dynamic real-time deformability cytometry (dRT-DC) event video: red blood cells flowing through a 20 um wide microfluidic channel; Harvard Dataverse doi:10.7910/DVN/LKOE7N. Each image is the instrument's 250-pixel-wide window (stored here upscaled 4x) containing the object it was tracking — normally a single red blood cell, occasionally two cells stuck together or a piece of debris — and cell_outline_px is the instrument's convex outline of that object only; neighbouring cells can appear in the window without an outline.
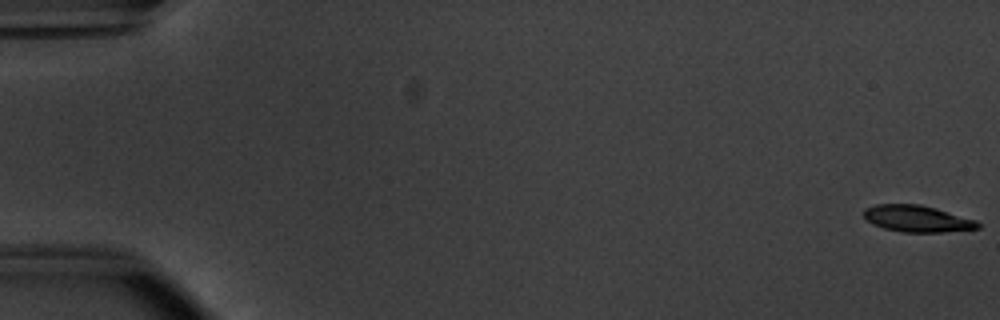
{"species": "common noctule bat (a hibernating species)", "species_latin": "Nyctalus noctula", "temperature_condition": "warm", "stored_images_in_passage": 54, "camera_frame_rate_fps": 3000, "um_per_image_px": 0.085, "animal": {"sex": "male", "body_mass_g": 20.1, "forearm_length_mm": 53.5}, "frame": {"image": 1, "passage_image": 1, "time_ms": 0.0, "image_size_px": [1000, 320], "cell_outline_px": [[980, 228], [944, 232], [904, 232], [884, 228], [872, 224], [864, 216], [864, 208], [876, 204], [920, 204], [936, 208], [976, 220], [980, 224]], "centroid_in_image_um": [77.96, 18.58], "position_along_channel_um": 7.0, "area_um2": 17.63}}
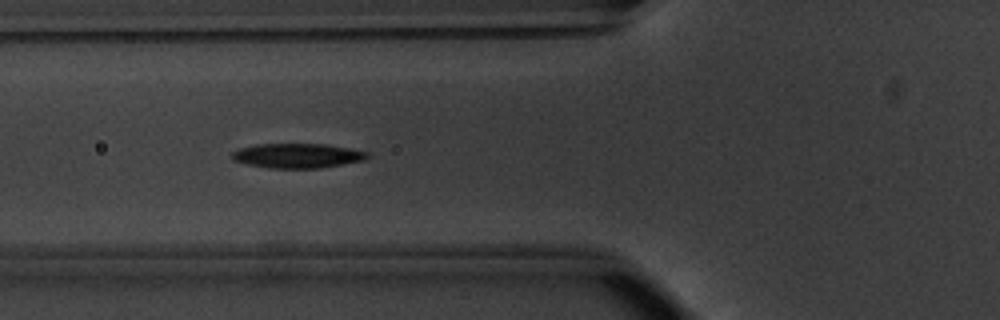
{"frame": {"image": 2, "passage_image": 21, "time_ms": 6.667, "image_size_px": [1000, 320], "cell_outline_px": [[368, 156], [364, 160], [320, 168], [268, 168], [248, 164], [232, 160], [232, 152], [240, 148], [256, 144], [324, 144], [348, 148], [368, 152]], "centroid_in_image_um": [25.25, 13.23], "position_along_channel_um": 100.6, "area_um2": 19.25}}
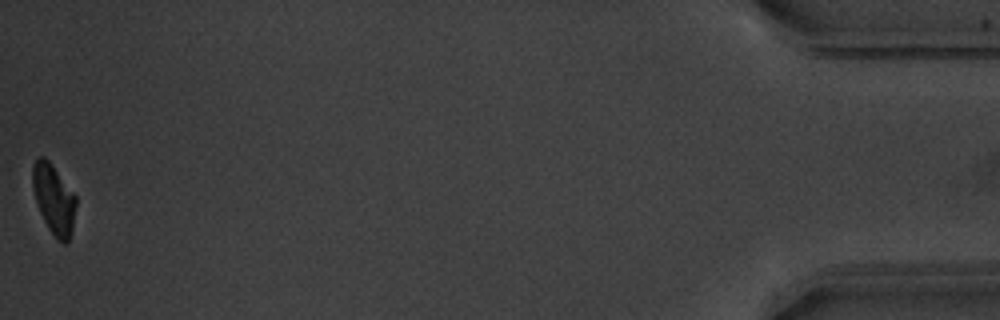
{"frame": {"image": 3, "passage_image": 54, "time_ms": 17.667, "image_size_px": [1000, 320], "cell_outline_px": [[76, 204], [72, 232], [68, 244], [64, 244], [56, 240], [48, 228], [40, 212], [32, 188], [32, 164], [40, 156], [44, 156], [48, 160], [76, 196]], "centroid_in_image_um": [4.57, 16.97], "position_along_channel_um": 430.6, "area_um2": 17.69}, "authors_computed_cell_mechanics": {"area_um2": 19.2763, "velocity_mm_per_s": 3.8242, "shape_relaxation_time_tau1_ms": 1.9245, "shape_relaxation_time_tau2_ms": null, "deformation_change_tau1": 0.1425, "deformation_change_tau2": null}}